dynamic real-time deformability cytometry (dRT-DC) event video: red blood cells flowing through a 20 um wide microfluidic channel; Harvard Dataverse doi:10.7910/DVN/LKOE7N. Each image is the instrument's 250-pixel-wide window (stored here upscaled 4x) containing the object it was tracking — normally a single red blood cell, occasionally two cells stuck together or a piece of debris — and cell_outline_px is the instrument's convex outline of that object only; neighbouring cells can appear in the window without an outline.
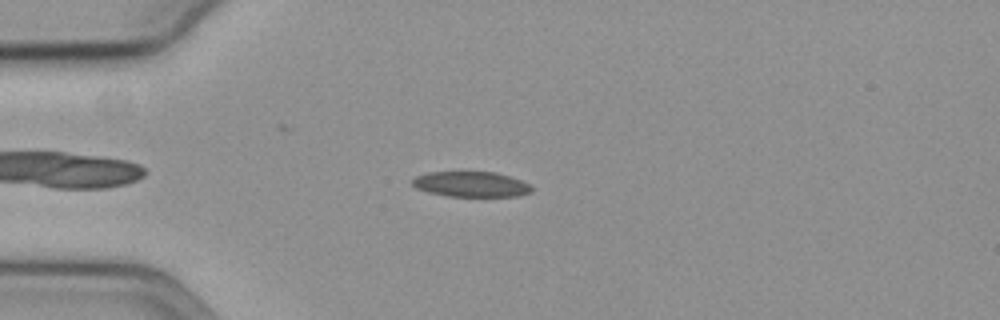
{"species": "common noctule bat (a hibernating species)", "species_latin": "Nyctalus noctula", "temperature_condition": "cold", "stored_images_in_passage": 48, "camera_frame_rate_fps": 3000, "um_per_image_px": 0.085, "animal": {"sex": "female", "body_mass_g": 19.3, "forearm_length_mm": 54.1}, "frame": {"image": 1, "passage_image": 5, "time_ms": 1.333, "image_size_px": [1000, 320], "cell_outline_px": [[532, 192], [520, 196], [448, 196], [428, 192], [416, 188], [412, 184], [412, 180], [416, 176], [428, 172], [496, 172], [520, 180], [528, 184], [532, 188]], "centroid_in_image_um": [40.03, 15.66], "position_along_channel_um": 45.0, "area_um2": 17.51}}
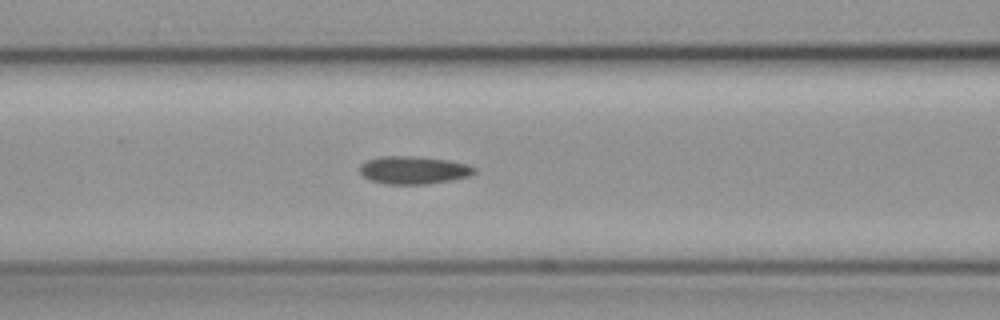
{"frame": {"image": 2, "passage_image": 14, "time_ms": 4.333, "image_size_px": [1000, 320], "cell_outline_px": [[476, 172], [472, 176], [452, 180], [428, 184], [384, 184], [372, 180], [364, 176], [360, 172], [360, 164], [368, 160], [380, 156], [420, 156], [448, 160], [464, 164], [476, 168]], "centroid_in_image_um": [35.18, 14.46], "position_along_channel_um": 131.4, "area_um2": 18.67}}
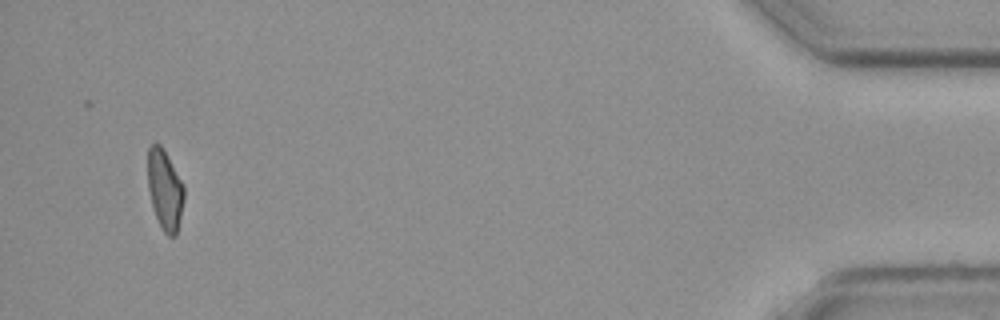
{"frame": {"image": 3, "passage_image": 45, "time_ms": 14.667, "image_size_px": [1000, 320], "cell_outline_px": [[184, 200], [176, 236], [168, 236], [164, 232], [156, 216], [152, 204], [148, 188], [148, 148], [152, 144], [160, 144], [164, 148], [184, 184]], "centroid_in_image_um": [14.03, 16.1], "position_along_channel_um": 421.2, "area_um2": 16.94}, "authors_computed_cell_mechanics": {"area_um2": 18.1203, "velocity_mm_per_s": 3.6122, "shape_relaxation_time_tau1_ms": null, "shape_relaxation_time_tau2_ms": 10.3007, "deformation_change_tau1": null, "deformation_change_tau2": 0.1549}}